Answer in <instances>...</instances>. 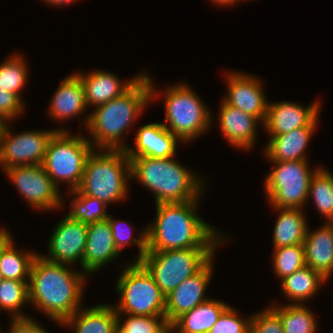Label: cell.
<instances>
[{
    "instance_id": "1",
    "label": "cell",
    "mask_w": 333,
    "mask_h": 333,
    "mask_svg": "<svg viewBox=\"0 0 333 333\" xmlns=\"http://www.w3.org/2000/svg\"><path fill=\"white\" fill-rule=\"evenodd\" d=\"M198 201L156 204V220L146 228L147 252L220 246L225 239L197 215Z\"/></svg>"
},
{
    "instance_id": "2",
    "label": "cell",
    "mask_w": 333,
    "mask_h": 333,
    "mask_svg": "<svg viewBox=\"0 0 333 333\" xmlns=\"http://www.w3.org/2000/svg\"><path fill=\"white\" fill-rule=\"evenodd\" d=\"M85 276L38 254L30 270L29 302L61 324L80 309Z\"/></svg>"
},
{
    "instance_id": "3",
    "label": "cell",
    "mask_w": 333,
    "mask_h": 333,
    "mask_svg": "<svg viewBox=\"0 0 333 333\" xmlns=\"http://www.w3.org/2000/svg\"><path fill=\"white\" fill-rule=\"evenodd\" d=\"M157 96L151 78L144 73L123 95L96 107L84 121L93 148L125 151L129 146L122 142L121 136Z\"/></svg>"
},
{
    "instance_id": "4",
    "label": "cell",
    "mask_w": 333,
    "mask_h": 333,
    "mask_svg": "<svg viewBox=\"0 0 333 333\" xmlns=\"http://www.w3.org/2000/svg\"><path fill=\"white\" fill-rule=\"evenodd\" d=\"M173 158L135 157L130 160L131 178L153 192L155 204L196 200L204 191L205 182Z\"/></svg>"
},
{
    "instance_id": "5",
    "label": "cell",
    "mask_w": 333,
    "mask_h": 333,
    "mask_svg": "<svg viewBox=\"0 0 333 333\" xmlns=\"http://www.w3.org/2000/svg\"><path fill=\"white\" fill-rule=\"evenodd\" d=\"M93 150L76 189L84 195L111 204L123 200L131 178L130 159L124 150Z\"/></svg>"
},
{
    "instance_id": "6",
    "label": "cell",
    "mask_w": 333,
    "mask_h": 333,
    "mask_svg": "<svg viewBox=\"0 0 333 333\" xmlns=\"http://www.w3.org/2000/svg\"><path fill=\"white\" fill-rule=\"evenodd\" d=\"M166 117L163 121L173 135L183 143L205 134L210 128L211 112L186 84L166 86L164 90Z\"/></svg>"
},
{
    "instance_id": "7",
    "label": "cell",
    "mask_w": 333,
    "mask_h": 333,
    "mask_svg": "<svg viewBox=\"0 0 333 333\" xmlns=\"http://www.w3.org/2000/svg\"><path fill=\"white\" fill-rule=\"evenodd\" d=\"M215 249L189 248L146 252L139 262L166 296L184 280L198 273L214 257Z\"/></svg>"
},
{
    "instance_id": "8",
    "label": "cell",
    "mask_w": 333,
    "mask_h": 333,
    "mask_svg": "<svg viewBox=\"0 0 333 333\" xmlns=\"http://www.w3.org/2000/svg\"><path fill=\"white\" fill-rule=\"evenodd\" d=\"M116 290L120 296L114 306L117 314L165 316L166 296L140 262L135 260L123 269Z\"/></svg>"
},
{
    "instance_id": "9",
    "label": "cell",
    "mask_w": 333,
    "mask_h": 333,
    "mask_svg": "<svg viewBox=\"0 0 333 333\" xmlns=\"http://www.w3.org/2000/svg\"><path fill=\"white\" fill-rule=\"evenodd\" d=\"M68 132L57 131L52 136L42 166L58 188V182L64 181L72 191L79 187L87 158L94 148L88 138Z\"/></svg>"
},
{
    "instance_id": "10",
    "label": "cell",
    "mask_w": 333,
    "mask_h": 333,
    "mask_svg": "<svg viewBox=\"0 0 333 333\" xmlns=\"http://www.w3.org/2000/svg\"><path fill=\"white\" fill-rule=\"evenodd\" d=\"M275 168L265 178V193L274 208L302 209L308 200V191L313 174L316 172L308 161L272 162Z\"/></svg>"
},
{
    "instance_id": "11",
    "label": "cell",
    "mask_w": 333,
    "mask_h": 333,
    "mask_svg": "<svg viewBox=\"0 0 333 333\" xmlns=\"http://www.w3.org/2000/svg\"><path fill=\"white\" fill-rule=\"evenodd\" d=\"M57 131L68 130H33L12 135L7 125L0 145V166L5 170L17 166L42 165L48 143Z\"/></svg>"
},
{
    "instance_id": "12",
    "label": "cell",
    "mask_w": 333,
    "mask_h": 333,
    "mask_svg": "<svg viewBox=\"0 0 333 333\" xmlns=\"http://www.w3.org/2000/svg\"><path fill=\"white\" fill-rule=\"evenodd\" d=\"M5 172L33 208L50 211L63 206L58 187L42 165L10 167Z\"/></svg>"
},
{
    "instance_id": "13",
    "label": "cell",
    "mask_w": 333,
    "mask_h": 333,
    "mask_svg": "<svg viewBox=\"0 0 333 333\" xmlns=\"http://www.w3.org/2000/svg\"><path fill=\"white\" fill-rule=\"evenodd\" d=\"M88 225L65 216L54 228L48 242V261L70 265L79 261L83 263L87 241ZM48 256V257H47Z\"/></svg>"
},
{
    "instance_id": "14",
    "label": "cell",
    "mask_w": 333,
    "mask_h": 333,
    "mask_svg": "<svg viewBox=\"0 0 333 333\" xmlns=\"http://www.w3.org/2000/svg\"><path fill=\"white\" fill-rule=\"evenodd\" d=\"M213 258L195 275L184 280L165 297V319L171 325L183 313L192 310L209 298L205 290L213 273Z\"/></svg>"
},
{
    "instance_id": "15",
    "label": "cell",
    "mask_w": 333,
    "mask_h": 333,
    "mask_svg": "<svg viewBox=\"0 0 333 333\" xmlns=\"http://www.w3.org/2000/svg\"><path fill=\"white\" fill-rule=\"evenodd\" d=\"M320 107L317 101L304 108L295 102L268 103L264 129L269 136H276L300 127H316Z\"/></svg>"
},
{
    "instance_id": "16",
    "label": "cell",
    "mask_w": 333,
    "mask_h": 333,
    "mask_svg": "<svg viewBox=\"0 0 333 333\" xmlns=\"http://www.w3.org/2000/svg\"><path fill=\"white\" fill-rule=\"evenodd\" d=\"M228 95L224 101L264 123L268 103L261 82L252 75L238 72L227 73Z\"/></svg>"
},
{
    "instance_id": "17",
    "label": "cell",
    "mask_w": 333,
    "mask_h": 333,
    "mask_svg": "<svg viewBox=\"0 0 333 333\" xmlns=\"http://www.w3.org/2000/svg\"><path fill=\"white\" fill-rule=\"evenodd\" d=\"M120 255L116 249L108 219L88 224L82 268L88 274L96 272Z\"/></svg>"
},
{
    "instance_id": "18",
    "label": "cell",
    "mask_w": 333,
    "mask_h": 333,
    "mask_svg": "<svg viewBox=\"0 0 333 333\" xmlns=\"http://www.w3.org/2000/svg\"><path fill=\"white\" fill-rule=\"evenodd\" d=\"M135 139L136 148L128 147L125 150L130 160L135 157H174L177 142H181L164 127L163 123H150L142 126L137 131Z\"/></svg>"
},
{
    "instance_id": "19",
    "label": "cell",
    "mask_w": 333,
    "mask_h": 333,
    "mask_svg": "<svg viewBox=\"0 0 333 333\" xmlns=\"http://www.w3.org/2000/svg\"><path fill=\"white\" fill-rule=\"evenodd\" d=\"M80 73L77 72L76 75L83 84L87 107L95 106V108L123 95L144 74L142 72L126 83H122L116 75L104 70Z\"/></svg>"
},
{
    "instance_id": "20",
    "label": "cell",
    "mask_w": 333,
    "mask_h": 333,
    "mask_svg": "<svg viewBox=\"0 0 333 333\" xmlns=\"http://www.w3.org/2000/svg\"><path fill=\"white\" fill-rule=\"evenodd\" d=\"M219 114V126L227 141L241 149H250L256 142V125L260 122L237 108L221 102Z\"/></svg>"
},
{
    "instance_id": "21",
    "label": "cell",
    "mask_w": 333,
    "mask_h": 333,
    "mask_svg": "<svg viewBox=\"0 0 333 333\" xmlns=\"http://www.w3.org/2000/svg\"><path fill=\"white\" fill-rule=\"evenodd\" d=\"M51 100L48 112L56 121L72 119L87 109L84 87L76 73L60 83Z\"/></svg>"
},
{
    "instance_id": "22",
    "label": "cell",
    "mask_w": 333,
    "mask_h": 333,
    "mask_svg": "<svg viewBox=\"0 0 333 333\" xmlns=\"http://www.w3.org/2000/svg\"><path fill=\"white\" fill-rule=\"evenodd\" d=\"M303 247L306 265L328 280L333 273V234L330 225L326 222L312 232L308 227Z\"/></svg>"
},
{
    "instance_id": "23",
    "label": "cell",
    "mask_w": 333,
    "mask_h": 333,
    "mask_svg": "<svg viewBox=\"0 0 333 333\" xmlns=\"http://www.w3.org/2000/svg\"><path fill=\"white\" fill-rule=\"evenodd\" d=\"M117 325L115 307L103 303L85 309L81 307L61 323V326L75 327V333H116Z\"/></svg>"
},
{
    "instance_id": "24",
    "label": "cell",
    "mask_w": 333,
    "mask_h": 333,
    "mask_svg": "<svg viewBox=\"0 0 333 333\" xmlns=\"http://www.w3.org/2000/svg\"><path fill=\"white\" fill-rule=\"evenodd\" d=\"M316 127H300L289 133L271 136L265 149L271 162L308 161L305 150Z\"/></svg>"
},
{
    "instance_id": "25",
    "label": "cell",
    "mask_w": 333,
    "mask_h": 333,
    "mask_svg": "<svg viewBox=\"0 0 333 333\" xmlns=\"http://www.w3.org/2000/svg\"><path fill=\"white\" fill-rule=\"evenodd\" d=\"M229 306L220 300L209 298L192 310L183 313L170 326L176 333H209Z\"/></svg>"
},
{
    "instance_id": "26",
    "label": "cell",
    "mask_w": 333,
    "mask_h": 333,
    "mask_svg": "<svg viewBox=\"0 0 333 333\" xmlns=\"http://www.w3.org/2000/svg\"><path fill=\"white\" fill-rule=\"evenodd\" d=\"M280 215L277 218L273 233L274 248L303 245L308 223L303 210L299 208H274Z\"/></svg>"
},
{
    "instance_id": "27",
    "label": "cell",
    "mask_w": 333,
    "mask_h": 333,
    "mask_svg": "<svg viewBox=\"0 0 333 333\" xmlns=\"http://www.w3.org/2000/svg\"><path fill=\"white\" fill-rule=\"evenodd\" d=\"M13 244L11 234L8 232L0 240V270L3 279L17 281L30 280V270L36 252L17 251ZM28 280H27V279Z\"/></svg>"
},
{
    "instance_id": "28",
    "label": "cell",
    "mask_w": 333,
    "mask_h": 333,
    "mask_svg": "<svg viewBox=\"0 0 333 333\" xmlns=\"http://www.w3.org/2000/svg\"><path fill=\"white\" fill-rule=\"evenodd\" d=\"M327 282L321 274L305 265L291 275L281 279V289L291 304H304L312 298L321 285Z\"/></svg>"
},
{
    "instance_id": "29",
    "label": "cell",
    "mask_w": 333,
    "mask_h": 333,
    "mask_svg": "<svg viewBox=\"0 0 333 333\" xmlns=\"http://www.w3.org/2000/svg\"><path fill=\"white\" fill-rule=\"evenodd\" d=\"M303 304L271 305L279 315L284 333H316L317 321L313 311Z\"/></svg>"
},
{
    "instance_id": "30",
    "label": "cell",
    "mask_w": 333,
    "mask_h": 333,
    "mask_svg": "<svg viewBox=\"0 0 333 333\" xmlns=\"http://www.w3.org/2000/svg\"><path fill=\"white\" fill-rule=\"evenodd\" d=\"M313 197L314 204L327 221L333 220V174L328 170L316 168L310 182L308 198Z\"/></svg>"
},
{
    "instance_id": "31",
    "label": "cell",
    "mask_w": 333,
    "mask_h": 333,
    "mask_svg": "<svg viewBox=\"0 0 333 333\" xmlns=\"http://www.w3.org/2000/svg\"><path fill=\"white\" fill-rule=\"evenodd\" d=\"M69 193L75 197L71 201L72 209L67 214L71 219L88 225L108 218L109 213L105 210L108 205L101 200L84 195L77 190L69 191Z\"/></svg>"
},
{
    "instance_id": "32",
    "label": "cell",
    "mask_w": 333,
    "mask_h": 333,
    "mask_svg": "<svg viewBox=\"0 0 333 333\" xmlns=\"http://www.w3.org/2000/svg\"><path fill=\"white\" fill-rule=\"evenodd\" d=\"M29 281L3 279L0 283V309L13 315L11 318H29L21 313L22 306L29 303ZM20 310V312H19Z\"/></svg>"
},
{
    "instance_id": "33",
    "label": "cell",
    "mask_w": 333,
    "mask_h": 333,
    "mask_svg": "<svg viewBox=\"0 0 333 333\" xmlns=\"http://www.w3.org/2000/svg\"><path fill=\"white\" fill-rule=\"evenodd\" d=\"M28 70L25 59L15 54L8 57L0 65V87L5 91L15 93L21 100L20 91L27 83Z\"/></svg>"
},
{
    "instance_id": "34",
    "label": "cell",
    "mask_w": 333,
    "mask_h": 333,
    "mask_svg": "<svg viewBox=\"0 0 333 333\" xmlns=\"http://www.w3.org/2000/svg\"><path fill=\"white\" fill-rule=\"evenodd\" d=\"M273 263L277 277L283 279L291 275L306 265L303 245L274 248Z\"/></svg>"
},
{
    "instance_id": "35",
    "label": "cell",
    "mask_w": 333,
    "mask_h": 333,
    "mask_svg": "<svg viewBox=\"0 0 333 333\" xmlns=\"http://www.w3.org/2000/svg\"><path fill=\"white\" fill-rule=\"evenodd\" d=\"M121 315L129 316L124 323L121 322L123 317ZM121 315L117 314L118 325L116 333H163L170 326L166 322L165 316Z\"/></svg>"
},
{
    "instance_id": "36",
    "label": "cell",
    "mask_w": 333,
    "mask_h": 333,
    "mask_svg": "<svg viewBox=\"0 0 333 333\" xmlns=\"http://www.w3.org/2000/svg\"><path fill=\"white\" fill-rule=\"evenodd\" d=\"M108 222L112 229L113 240L116 249L121 253L124 246L130 244H137L139 248V255L137 257V262H139L147 252V239H146V229L140 232V237L137 239L132 238V229L128 222L117 220L115 221L111 215L108 216ZM121 223L127 224L128 227H124ZM128 228V229H127Z\"/></svg>"
},
{
    "instance_id": "37",
    "label": "cell",
    "mask_w": 333,
    "mask_h": 333,
    "mask_svg": "<svg viewBox=\"0 0 333 333\" xmlns=\"http://www.w3.org/2000/svg\"><path fill=\"white\" fill-rule=\"evenodd\" d=\"M237 313L233 306H229L209 333H250V317L242 319Z\"/></svg>"
},
{
    "instance_id": "38",
    "label": "cell",
    "mask_w": 333,
    "mask_h": 333,
    "mask_svg": "<svg viewBox=\"0 0 333 333\" xmlns=\"http://www.w3.org/2000/svg\"><path fill=\"white\" fill-rule=\"evenodd\" d=\"M250 333H284V329L279 315L269 306L250 316Z\"/></svg>"
},
{
    "instance_id": "39",
    "label": "cell",
    "mask_w": 333,
    "mask_h": 333,
    "mask_svg": "<svg viewBox=\"0 0 333 333\" xmlns=\"http://www.w3.org/2000/svg\"><path fill=\"white\" fill-rule=\"evenodd\" d=\"M24 103L15 94L10 91H5L0 87V115L7 121L20 116L23 113Z\"/></svg>"
},
{
    "instance_id": "40",
    "label": "cell",
    "mask_w": 333,
    "mask_h": 333,
    "mask_svg": "<svg viewBox=\"0 0 333 333\" xmlns=\"http://www.w3.org/2000/svg\"><path fill=\"white\" fill-rule=\"evenodd\" d=\"M9 333H48L32 317L11 319Z\"/></svg>"
},
{
    "instance_id": "41",
    "label": "cell",
    "mask_w": 333,
    "mask_h": 333,
    "mask_svg": "<svg viewBox=\"0 0 333 333\" xmlns=\"http://www.w3.org/2000/svg\"><path fill=\"white\" fill-rule=\"evenodd\" d=\"M75 1L76 0H44V3L46 2L48 4L61 6V5H65V4L69 5V3H72V2L74 3Z\"/></svg>"
},
{
    "instance_id": "42",
    "label": "cell",
    "mask_w": 333,
    "mask_h": 333,
    "mask_svg": "<svg viewBox=\"0 0 333 333\" xmlns=\"http://www.w3.org/2000/svg\"><path fill=\"white\" fill-rule=\"evenodd\" d=\"M8 121L0 115V145H1V141L3 139V135L5 132V129L7 127L8 124H6Z\"/></svg>"
},
{
    "instance_id": "43",
    "label": "cell",
    "mask_w": 333,
    "mask_h": 333,
    "mask_svg": "<svg viewBox=\"0 0 333 333\" xmlns=\"http://www.w3.org/2000/svg\"><path fill=\"white\" fill-rule=\"evenodd\" d=\"M212 1H213V3L219 4V6H226L227 7V6L235 4L238 1L240 2L242 0H212Z\"/></svg>"
},
{
    "instance_id": "44",
    "label": "cell",
    "mask_w": 333,
    "mask_h": 333,
    "mask_svg": "<svg viewBox=\"0 0 333 333\" xmlns=\"http://www.w3.org/2000/svg\"><path fill=\"white\" fill-rule=\"evenodd\" d=\"M9 231H7L5 228H0V240L8 233Z\"/></svg>"
},
{
    "instance_id": "45",
    "label": "cell",
    "mask_w": 333,
    "mask_h": 333,
    "mask_svg": "<svg viewBox=\"0 0 333 333\" xmlns=\"http://www.w3.org/2000/svg\"><path fill=\"white\" fill-rule=\"evenodd\" d=\"M163 333H176V332L171 326H169Z\"/></svg>"
},
{
    "instance_id": "46",
    "label": "cell",
    "mask_w": 333,
    "mask_h": 333,
    "mask_svg": "<svg viewBox=\"0 0 333 333\" xmlns=\"http://www.w3.org/2000/svg\"><path fill=\"white\" fill-rule=\"evenodd\" d=\"M327 223L330 225L333 234V220L327 221Z\"/></svg>"
},
{
    "instance_id": "47",
    "label": "cell",
    "mask_w": 333,
    "mask_h": 333,
    "mask_svg": "<svg viewBox=\"0 0 333 333\" xmlns=\"http://www.w3.org/2000/svg\"><path fill=\"white\" fill-rule=\"evenodd\" d=\"M2 280H3V277H2L1 270H0V283H1Z\"/></svg>"
}]
</instances>
